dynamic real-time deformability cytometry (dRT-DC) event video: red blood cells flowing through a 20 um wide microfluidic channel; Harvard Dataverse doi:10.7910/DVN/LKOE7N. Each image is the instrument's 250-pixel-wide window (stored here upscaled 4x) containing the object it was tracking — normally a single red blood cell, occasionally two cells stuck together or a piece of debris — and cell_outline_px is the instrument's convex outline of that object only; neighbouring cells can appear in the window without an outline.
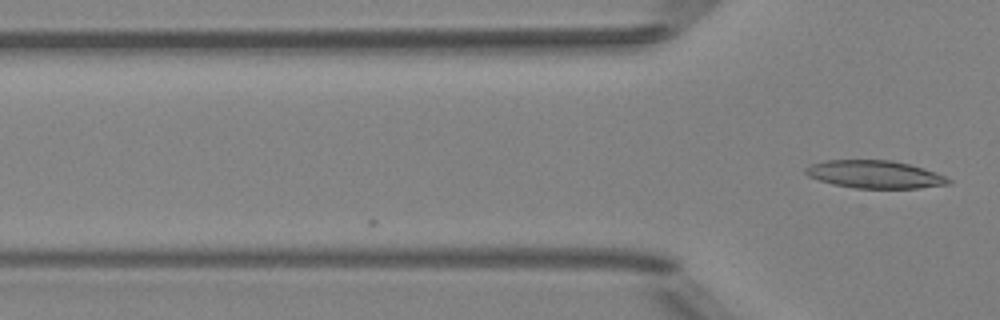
{"species": "Egyptian fruit bat (a non-hibernating species)", "species_latin": "Rousettus aegyptiacus", "temperature_condition": "room temperature", "stored_images_in_passage": 15, "camera_frame_rate_fps": 3000, "um_per_image_px": 0.085, "animal": {"sex": "female"}, "frame": {"image": 1, "passage_image": 15, "time_ms": 4.667, "image_size_px": [1000, 320], "cell_outline_px": [[952, 180], [948, 184], [916, 188], [856, 188], [832, 184], [808, 176], [804, 172], [804, 168], [812, 164], [824, 160], [892, 160], [924, 168], [944, 176]], "centroid_in_image_um": [74.32, 14.81], "position_along_channel_um": 51.5, "area_um2": 22.95}}